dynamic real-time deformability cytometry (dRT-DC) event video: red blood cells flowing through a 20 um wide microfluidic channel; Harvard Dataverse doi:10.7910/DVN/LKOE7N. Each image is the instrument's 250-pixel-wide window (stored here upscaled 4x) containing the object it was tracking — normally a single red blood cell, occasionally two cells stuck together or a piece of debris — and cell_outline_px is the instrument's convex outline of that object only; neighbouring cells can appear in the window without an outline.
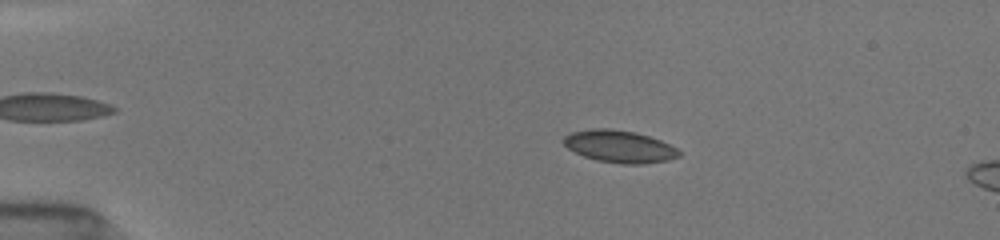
{"species": "common noctule bat (a hibernating species)", "species_latin": "Nyctalus noctula", "temperature_condition": "room temperature", "stored_images_in_passage": 5, "camera_frame_rate_fps": 3000, "um_per_image_px": 0.085, "animal": {"sex": "female", "body_mass_g": 19.5, "forearm_length_mm": 54.1}, "frame": {"image": 1, "passage_image": 2, "time_ms": 0.667, "image_size_px": [1000, 240], "cell_outline_px": [[680, 156], [668, 160], [640, 164], [620, 164], [596, 160], [584, 156], [568, 148], [564, 144], [564, 136], [572, 132], [592, 128], [612, 128], [636, 132], [660, 140], [676, 148], [680, 152]], "centroid_in_image_um": [52.65, 12.44], "position_along_channel_um": 32.4, "area_um2": 21.62}}